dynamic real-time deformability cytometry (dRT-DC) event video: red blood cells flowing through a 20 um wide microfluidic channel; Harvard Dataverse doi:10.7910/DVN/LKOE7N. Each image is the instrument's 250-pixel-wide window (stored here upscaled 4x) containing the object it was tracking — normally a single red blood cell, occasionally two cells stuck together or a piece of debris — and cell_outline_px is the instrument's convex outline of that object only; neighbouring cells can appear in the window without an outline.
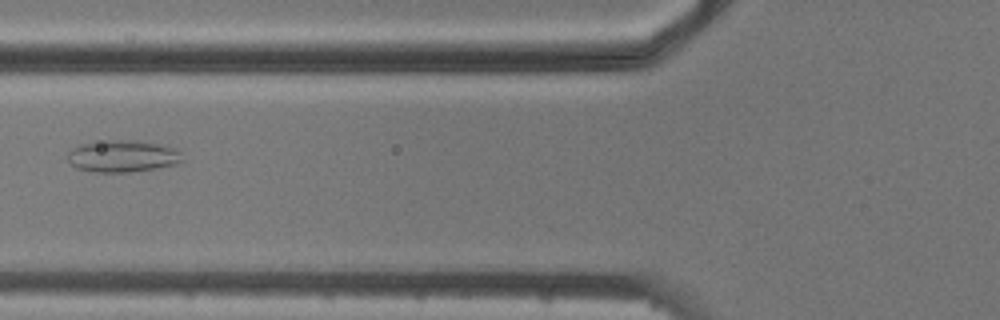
{"species": "common noctule bat (a hibernating species)", "species_latin": "Nyctalus noctula", "temperature_condition": "cold", "stored_images_in_passage": 5, "camera_frame_rate_fps": 3000, "um_per_image_px": 0.085, "animal": {"sex": "male", "body_mass_g": 20.5, "forearm_length_mm": 52.5}, "frame": {"image": 1, "passage_image": 5, "time_ms": 5.0, "image_size_px": [1000, 320], "cell_outline_px": [[184, 160], [176, 164], [156, 168], [128, 172], [92, 172], [76, 168], [68, 164], [68, 152], [72, 148], [80, 144], [108, 140], [136, 140], [160, 144], [176, 148], [180, 152]], "centroid_in_image_um": [10.4, 13.27], "position_along_channel_um": 115.4, "area_um2": 21.56}}